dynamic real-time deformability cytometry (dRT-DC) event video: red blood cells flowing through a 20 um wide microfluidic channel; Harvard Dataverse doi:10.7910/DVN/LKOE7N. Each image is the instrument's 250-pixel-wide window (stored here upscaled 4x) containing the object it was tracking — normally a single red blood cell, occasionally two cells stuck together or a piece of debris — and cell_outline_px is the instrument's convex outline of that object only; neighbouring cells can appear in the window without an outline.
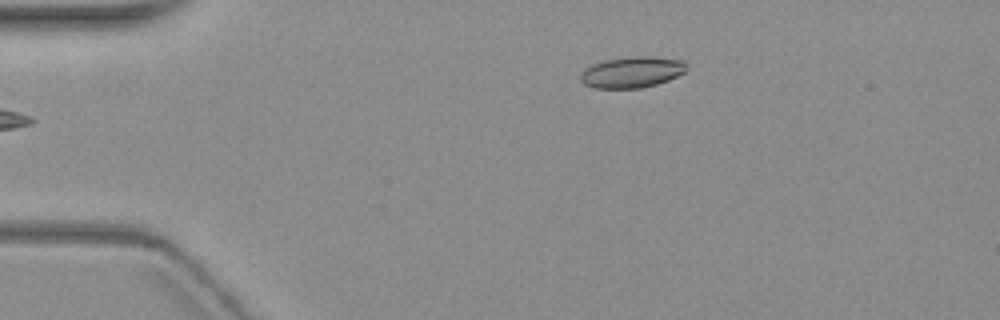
{"species": "common noctule bat (a hibernating species)", "species_latin": "Nyctalus noctula", "temperature_condition": "warm", "stored_images_in_passage": 6, "camera_frame_rate_fps": 3000, "um_per_image_px": 0.085, "animal": {"sex": "female", "body_mass_g": 19.3, "forearm_length_mm": 54.1}, "frame": {"image": 1, "passage_image": 6, "time_ms": 6.0, "image_size_px": [1000, 320], "cell_outline_px": [[688, 68], [684, 72], [668, 80], [656, 84], [640, 88], [592, 88], [584, 84], [580, 80], [580, 72], [584, 68], [592, 64], [604, 60], [640, 56], [644, 56], [684, 60]], "centroid_in_image_um": [53.68, 6.14], "position_along_channel_um": 31.3, "area_um2": 19.19}}